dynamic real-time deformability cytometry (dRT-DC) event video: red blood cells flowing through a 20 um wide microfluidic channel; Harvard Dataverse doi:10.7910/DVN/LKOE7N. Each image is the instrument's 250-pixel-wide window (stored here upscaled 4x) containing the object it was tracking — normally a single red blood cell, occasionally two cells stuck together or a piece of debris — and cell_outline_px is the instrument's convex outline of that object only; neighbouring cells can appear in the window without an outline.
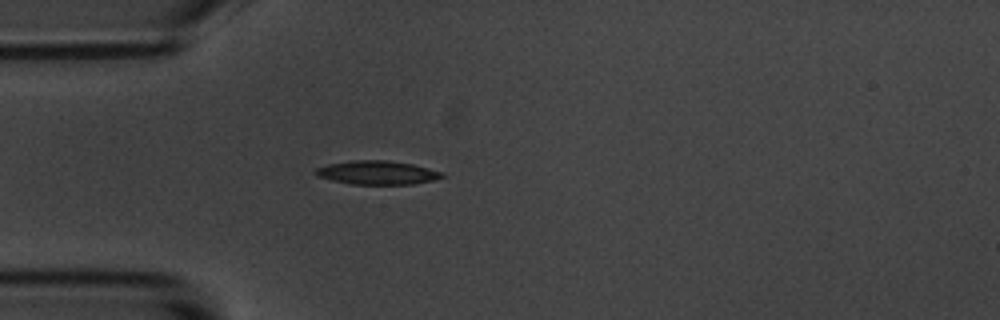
{"species": "common noctule bat (a hibernating species)", "species_latin": "Nyctalus noctula", "temperature_condition": "room temperature", "stored_images_in_passage": 1, "camera_frame_rate_fps": 3000, "um_per_image_px": 0.085, "animal": {"sex": "male", "body_mass_g": 20.1, "forearm_length_mm": 53.5}, "frame": {"image": 1, "passage_image": 1, "time_ms": 0.0, "image_size_px": [1000, 320], "cell_outline_px": [[444, 176], [432, 180], [412, 184], [352, 184], [332, 180], [316, 176], [312, 172], [316, 168], [328, 164], [352, 160], [388, 160], [412, 164], [444, 172]], "centroid_in_image_um": [32.03, 14.67], "position_along_channel_um": 53.0, "area_um2": 17.46}}